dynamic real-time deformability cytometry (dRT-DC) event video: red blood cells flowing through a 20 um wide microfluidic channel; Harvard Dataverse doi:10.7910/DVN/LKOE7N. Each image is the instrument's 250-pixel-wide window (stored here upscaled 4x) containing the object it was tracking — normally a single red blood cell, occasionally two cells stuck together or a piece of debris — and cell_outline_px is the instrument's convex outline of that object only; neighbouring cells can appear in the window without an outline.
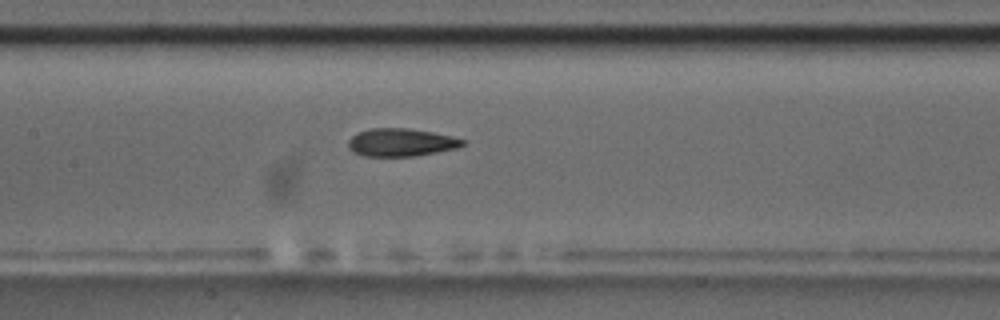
{"species": "common noctule bat (a hibernating species)", "species_latin": "Nyctalus noctula", "temperature_condition": "room temperature", "stored_images_in_passage": 10, "camera_frame_rate_fps": 3000, "um_per_image_px": 0.085, "animal": {"sex": "male", "body_mass_g": 17.5, "forearm_length_mm": 52.3}, "frame": {"image": 1, "passage_image": 10, "time_ms": 10.333, "image_size_px": [1000, 320], "cell_outline_px": [[464, 144], [456, 148], [416, 156], [364, 156], [352, 152], [348, 148], [348, 140], [352, 136], [360, 132], [372, 128], [408, 128], [432, 132], [452, 136], [464, 140]], "centroid_in_image_um": [34.06, 12.11], "position_along_channel_um": 173.3, "area_um2": 18.5}}